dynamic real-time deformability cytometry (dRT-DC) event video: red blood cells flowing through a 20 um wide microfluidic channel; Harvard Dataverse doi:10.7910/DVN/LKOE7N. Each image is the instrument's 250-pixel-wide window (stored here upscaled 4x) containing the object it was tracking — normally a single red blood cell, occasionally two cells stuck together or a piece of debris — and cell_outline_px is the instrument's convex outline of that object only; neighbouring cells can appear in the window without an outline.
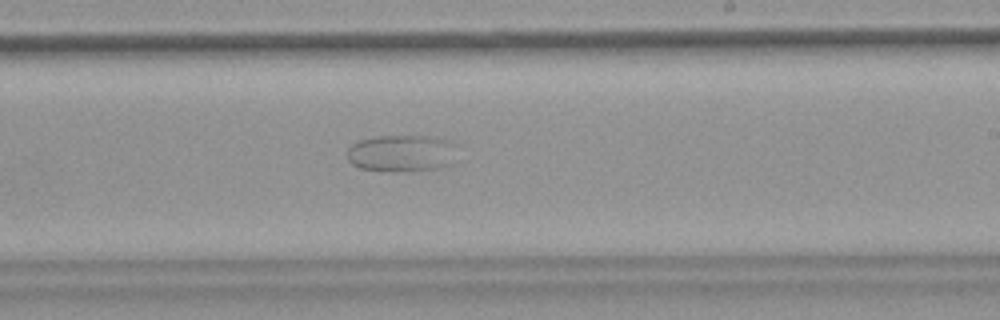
{"species": "common noctule bat (a hibernating species)", "species_latin": "Nyctalus noctula", "temperature_condition": "warm", "stored_images_in_passage": 48, "camera_frame_rate_fps": 3000, "um_per_image_px": 0.085, "animal": {"sex": "female", "body_mass_g": 18.4}, "frame": {"image": 1, "passage_image": 26, "time_ms": 8.333, "image_size_px": [1000, 320], "cell_outline_px": [[456, 164], [444, 168], [404, 172], [400, 172], [360, 168], [352, 164], [348, 160], [348, 148], [356, 140], [376, 136], [432, 136], [448, 140], [456, 144]], "centroid_in_image_um": [34.22, 13.04], "position_along_channel_um": 254.8, "area_um2": 24.45}}
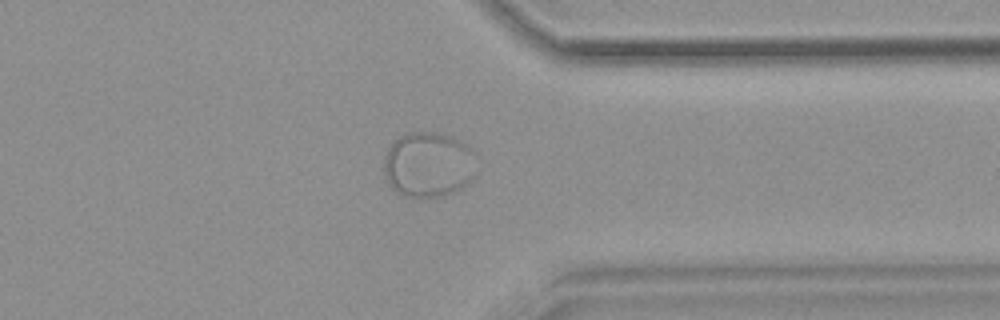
{"frame": {"image": 2, "passage_image": 36, "time_ms": 11.667, "image_size_px": [1000, 320], "cell_outline_px": [[476, 156], [472, 180], [464, 188], [444, 196], [404, 196], [396, 192], [392, 188], [384, 172], [384, 156], [388, 148], [400, 136], [408, 132], [444, 132], [468, 144], [476, 152]], "centroid_in_image_um": [36.46, 13.97], "position_along_channel_um": 374.9, "area_um2": 35.72}}
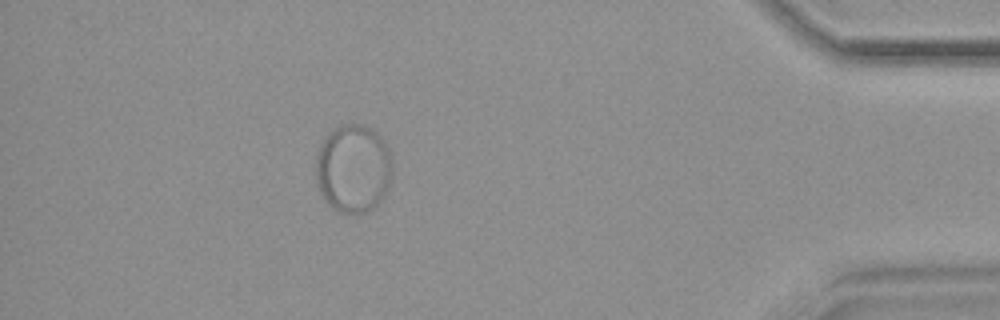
{"frame": {"image": 3, "passage_image": 42, "time_ms": 13.667, "image_size_px": [1000, 320], "cell_outline_px": [[392, 180], [384, 196], [368, 212], [356, 216], [340, 212], [332, 208], [324, 200], [316, 184], [316, 152], [324, 136], [328, 132], [340, 124], [364, 124], [372, 128], [384, 140], [392, 156]], "centroid_in_image_um": [30.02, 14.33], "position_along_channel_um": 405.2, "area_um2": 40.52}}